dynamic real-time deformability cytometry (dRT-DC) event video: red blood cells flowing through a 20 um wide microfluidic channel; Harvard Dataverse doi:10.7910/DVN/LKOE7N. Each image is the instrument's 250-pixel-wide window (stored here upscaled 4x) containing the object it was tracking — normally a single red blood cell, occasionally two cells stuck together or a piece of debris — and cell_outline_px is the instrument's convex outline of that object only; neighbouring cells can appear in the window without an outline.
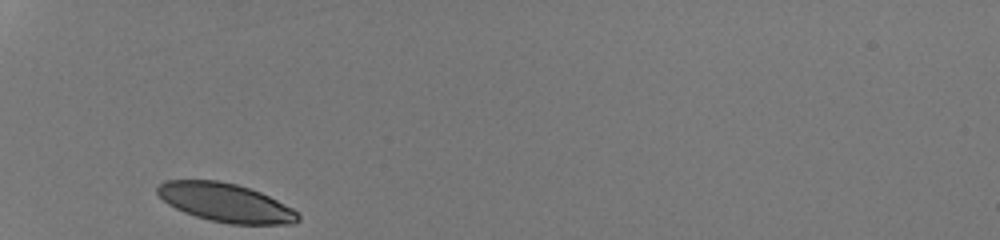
{"species": "human", "species_latin": "Homo sapiens", "temperature_condition": "room temperature", "stored_images_in_passage": 26, "camera_frame_rate_fps": 3000, "um_per_image_px": 0.085, "donor": {"sex": "male"}, "frame": {"image": 1, "passage_image": 1, "time_ms": 0.0, "image_size_px": [1000, 240], "cell_outline_px": [[300, 220], [292, 224], [232, 224], [212, 220], [196, 216], [184, 212], [168, 204], [156, 192], [156, 188], [164, 180], [220, 180], [236, 184], [260, 192], [292, 208], [300, 216]], "centroid_in_image_um": [19.16, 17.21], "position_along_channel_um": 65.8, "area_um2": 31.39}}
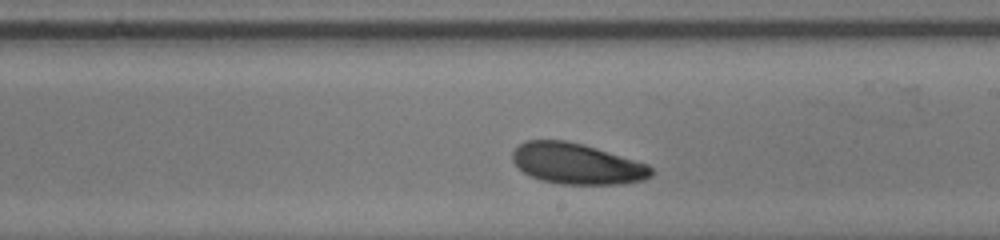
{"frame": {"image": 2, "passage_image": 15, "time_ms": 4.667, "image_size_px": [1000, 240], "cell_outline_px": [[652, 176], [644, 180], [624, 184], [560, 184], [540, 180], [524, 172], [512, 160], [512, 152], [524, 140], [564, 140], [584, 144], [648, 164], [652, 168]], "centroid_in_image_um": [49.05, 13.92], "position_along_channel_um": 240.0, "area_um2": 33.06}}
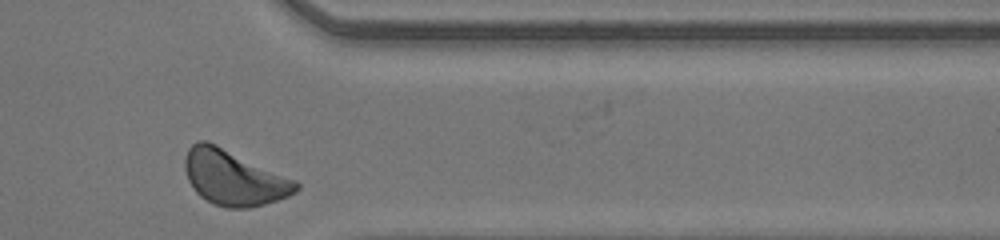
{"frame": {"image": 3, "passage_image": 26, "time_ms": 8.333, "image_size_px": [1000, 240], "cell_outline_px": [[300, 188], [296, 192], [288, 196], [264, 204], [248, 208], [228, 208], [212, 204], [200, 196], [196, 192], [188, 180], [184, 168], [184, 160], [188, 148], [192, 144], [200, 140], [204, 140], [216, 144], [296, 180], [300, 184]], "centroid_in_image_um": [19.86, 15.11], "position_along_channel_um": 391.5, "area_um2": 35.66}, "authors_computed_cell_mechanics": {"area_um2": 32.9171, "velocity_mm_per_s": 4.165, "shape_relaxation_time_tau1_ms": 2.0372, "shape_relaxation_time_tau2_ms": 10.0307, "deformation_change_tau1": 0.0761, "deformation_change_tau2": 0.1823}}